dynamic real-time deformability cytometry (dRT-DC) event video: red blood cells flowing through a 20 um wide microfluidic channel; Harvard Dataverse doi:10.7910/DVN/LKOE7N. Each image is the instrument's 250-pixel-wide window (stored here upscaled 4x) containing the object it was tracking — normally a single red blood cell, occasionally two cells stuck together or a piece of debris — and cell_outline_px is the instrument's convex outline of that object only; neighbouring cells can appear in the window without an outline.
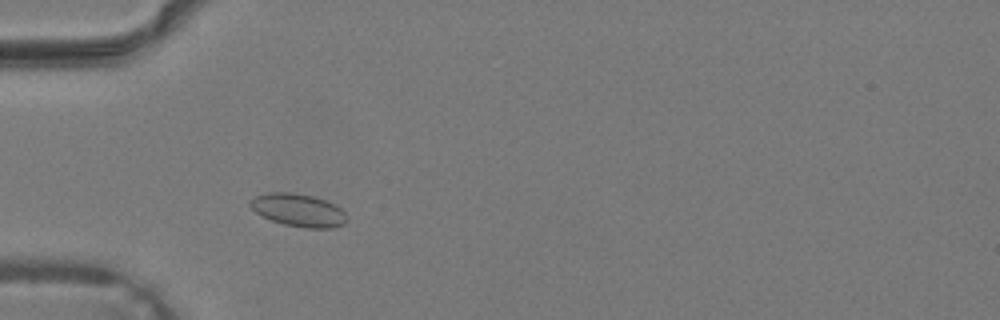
{"species": "common noctule bat (a hibernating species)", "species_latin": "Nyctalus noctula", "temperature_condition": "warm", "stored_images_in_passage": 30, "camera_frame_rate_fps": 3000, "um_per_image_px": 0.085, "animal": {"sex": "male", "body_mass_g": 19.2, "forearm_length_mm": 51.8}, "frame": {"image": 1, "passage_image": 3, "time_ms": 0.667, "image_size_px": [1000, 320], "cell_outline_px": [[348, 220], [344, 224], [332, 228], [304, 228], [284, 224], [260, 216], [248, 204], [248, 200], [256, 196], [268, 192], [292, 192], [312, 196], [324, 200], [340, 208], [348, 216]], "centroid_in_image_um": [25.34, 17.87], "position_along_channel_um": 59.7, "area_um2": 18.55}}
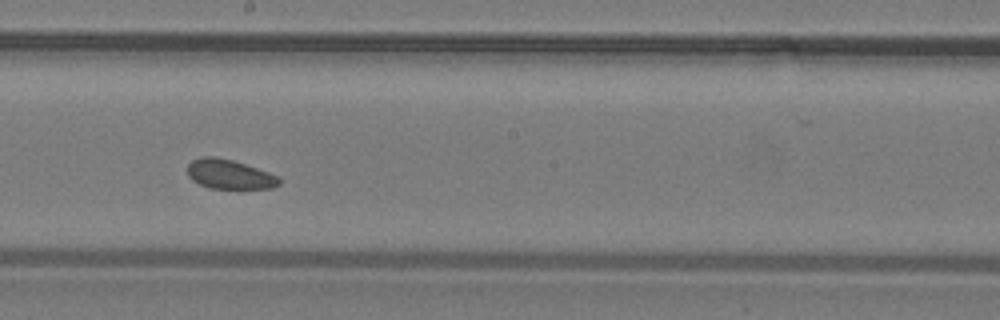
{"frame": {"image": 2, "passage_image": 13, "time_ms": 4.0, "image_size_px": [1000, 320], "cell_outline_px": [[280, 184], [272, 188], [208, 188], [192, 180], [188, 176], [188, 164], [192, 160], [200, 156], [216, 156], [232, 160], [280, 176]], "centroid_in_image_um": [19.48, 14.81], "position_along_channel_um": 228.7, "area_um2": 15.72}}
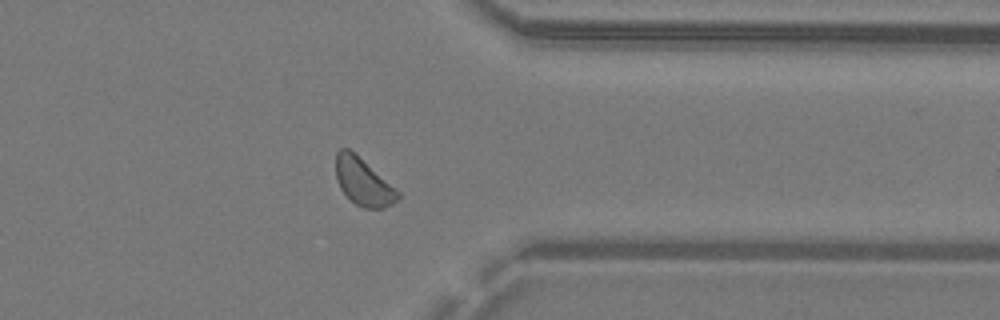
{"frame": {"image": 3, "passage_image": 22, "time_ms": 7.0, "image_size_px": [1000, 320], "cell_outline_px": [[400, 196], [392, 204], [384, 208], [364, 208], [356, 204], [340, 188], [336, 180], [336, 152], [340, 148], [348, 148], [356, 152], [400, 192]], "centroid_in_image_um": [30.87, 15.42], "position_along_channel_um": 380.5, "area_um2": 17.17}}